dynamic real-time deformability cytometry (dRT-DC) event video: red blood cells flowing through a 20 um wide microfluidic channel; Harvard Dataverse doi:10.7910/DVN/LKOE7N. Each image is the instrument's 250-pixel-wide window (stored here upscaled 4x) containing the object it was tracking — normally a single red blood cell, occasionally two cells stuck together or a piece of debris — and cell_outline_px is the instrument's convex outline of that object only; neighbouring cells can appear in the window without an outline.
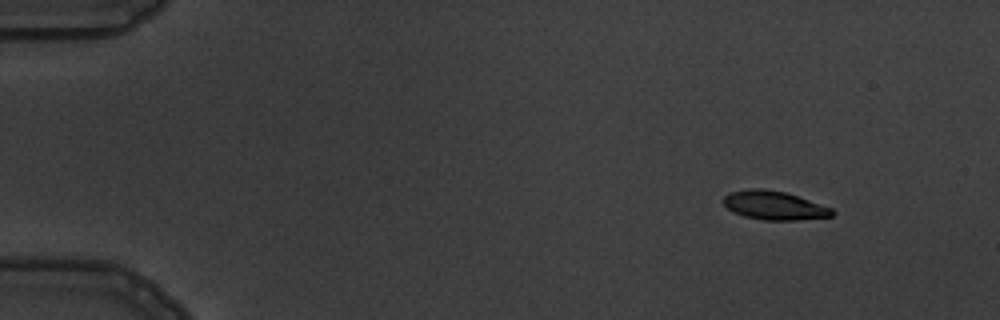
{"species": "common noctule bat (a hibernating species)", "species_latin": "Nyctalus noctula", "temperature_condition": "warm", "stored_images_in_passage": 5, "camera_frame_rate_fps": 3000, "um_per_image_px": 0.085, "animal": {"sex": "male", "body_mass_g": 19.5, "forearm_length_mm": 54.6}, "frame": {"image": 1, "passage_image": 1, "time_ms": 0.0, "image_size_px": [1000, 320], "cell_outline_px": [[836, 212], [832, 216], [800, 220], [764, 220], [744, 216], [728, 208], [724, 204], [724, 196], [728, 192], [752, 188], [764, 188], [784, 192], [832, 208]], "centroid_in_image_um": [65.81, 17.46], "position_along_channel_um": 19.2, "area_um2": 18.03}}
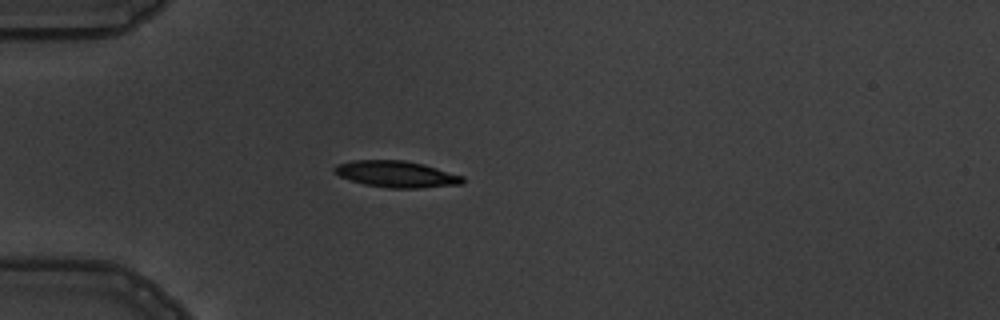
{"frame": {"image": 2, "passage_image": 4, "time_ms": 3.333, "image_size_px": [1000, 320], "cell_outline_px": [[464, 180], [460, 184], [416, 188], [388, 188], [364, 184], [340, 176], [332, 172], [332, 168], [336, 164], [352, 160], [404, 160], [424, 164], [464, 176]], "centroid_in_image_um": [33.65, 14.79], "position_along_channel_um": 51.3, "area_um2": 19.77}}